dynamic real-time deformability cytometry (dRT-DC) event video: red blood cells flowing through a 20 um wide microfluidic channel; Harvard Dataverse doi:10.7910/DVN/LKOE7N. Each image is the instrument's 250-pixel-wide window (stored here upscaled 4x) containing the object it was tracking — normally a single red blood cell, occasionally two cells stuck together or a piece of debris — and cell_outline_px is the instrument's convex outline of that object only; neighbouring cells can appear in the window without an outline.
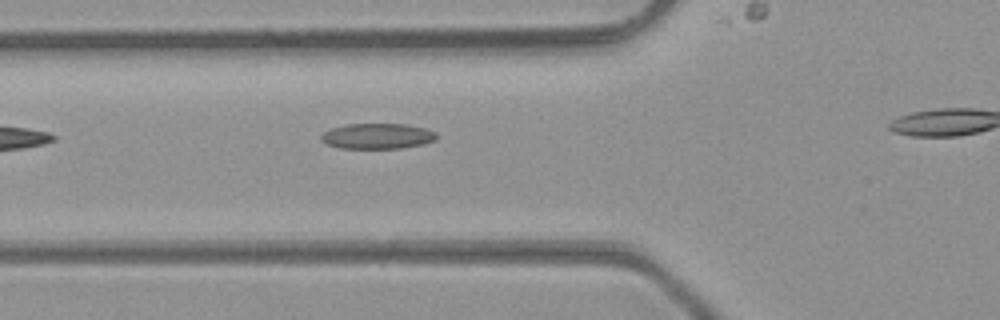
{"species": "common noctule bat (a hibernating species)", "species_latin": "Nyctalus noctula", "temperature_condition": "room temperature", "stored_images_in_passage": 6, "camera_frame_rate_fps": 3000, "um_per_image_px": 0.085, "animal": {"sex": "male", "body_mass_g": 23.1, "forearm_length_mm": 52.7}, "frame": {"image": 1, "passage_image": 2, "time_ms": 0.333, "image_size_px": [1000, 320], "cell_outline_px": [[436, 140], [424, 144], [400, 148], [340, 148], [328, 144], [320, 140], [320, 136], [324, 132], [332, 128], [344, 124], [408, 124], [424, 128], [436, 132]], "centroid_in_image_um": [32.08, 11.56], "position_along_channel_um": 93.7, "area_um2": 17.17}}